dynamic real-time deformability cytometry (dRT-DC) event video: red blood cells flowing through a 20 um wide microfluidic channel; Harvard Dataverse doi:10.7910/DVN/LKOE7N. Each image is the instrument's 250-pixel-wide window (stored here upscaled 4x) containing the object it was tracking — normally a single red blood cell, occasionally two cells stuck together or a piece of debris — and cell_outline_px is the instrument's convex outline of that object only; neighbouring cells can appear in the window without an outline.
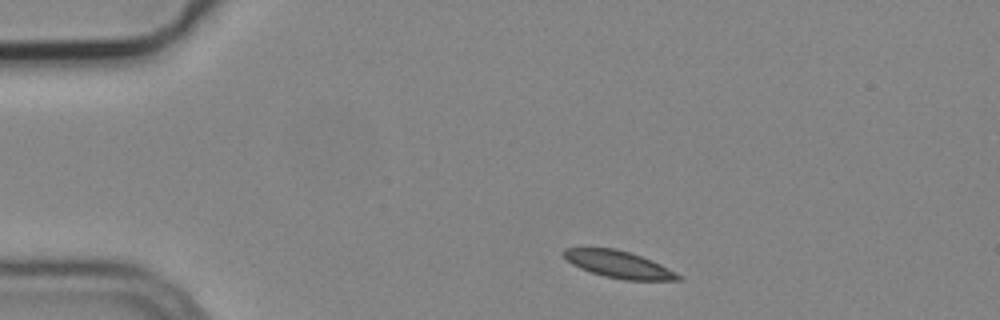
{"species": "common noctule bat (a hibernating species)", "species_latin": "Nyctalus noctula", "temperature_condition": "cold", "stored_images_in_passage": 3, "camera_frame_rate_fps": 3000, "um_per_image_px": 0.085, "animal": {"sex": "male", "body_mass_g": 19.2, "forearm_length_mm": 51.8}, "frame": {"image": 1, "passage_image": 1, "time_ms": 0.0, "image_size_px": [1000, 320], "cell_outline_px": [[680, 280], [624, 280], [604, 276], [580, 268], [572, 264], [560, 252], [564, 248], [616, 248], [652, 260], [676, 272], [680, 276]], "centroid_in_image_um": [52.56, 22.47], "position_along_channel_um": 32.4, "area_um2": 17.86}}